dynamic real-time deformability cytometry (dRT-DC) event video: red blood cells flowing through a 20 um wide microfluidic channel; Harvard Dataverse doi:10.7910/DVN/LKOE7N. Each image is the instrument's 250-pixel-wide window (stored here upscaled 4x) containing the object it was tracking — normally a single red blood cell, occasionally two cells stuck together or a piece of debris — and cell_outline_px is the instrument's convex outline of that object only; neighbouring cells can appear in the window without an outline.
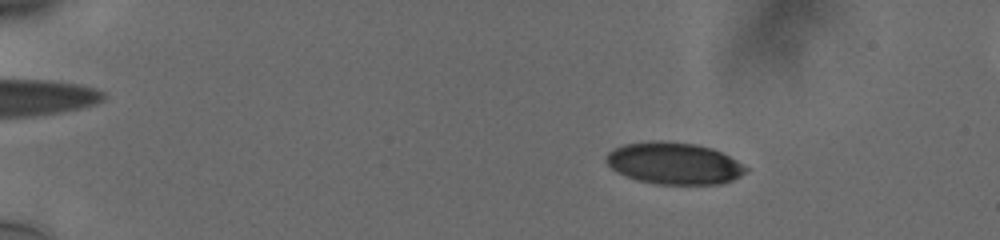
{"species": "human", "species_latin": "Homo sapiens", "temperature_condition": "cold", "stored_images_in_passage": 57, "camera_frame_rate_fps": 3000, "um_per_image_px": 0.085, "donor": {"sex": "male"}, "frame": {"image": 1, "passage_image": 10, "time_ms": 3.0, "image_size_px": [1000, 240], "cell_outline_px": [[748, 168], [740, 176], [732, 180], [720, 184], [656, 184], [636, 180], [616, 172], [604, 160], [604, 156], [612, 148], [624, 144], [648, 140], [664, 140], [696, 144], [712, 148], [736, 160]], "centroid_in_image_um": [57.23, 13.87], "position_along_channel_um": 27.8, "area_um2": 34.33}}
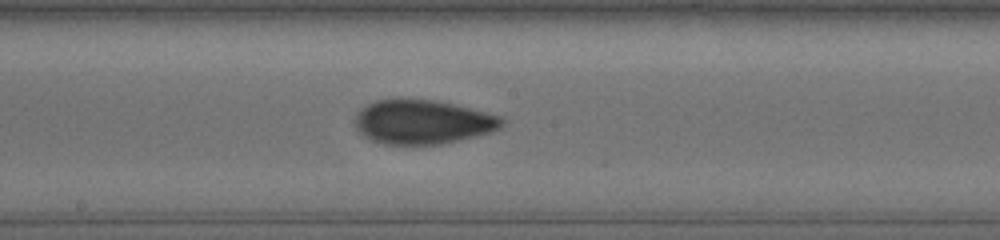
{"frame": {"image": 2, "passage_image": 33, "time_ms": 10.667, "image_size_px": [1000, 240], "cell_outline_px": [[504, 124], [500, 128], [492, 132], [460, 140], [440, 144], [384, 144], [372, 140], [364, 136], [356, 128], [356, 112], [360, 108], [376, 100], [396, 96], [400, 96], [432, 100], [452, 104], [500, 116], [504, 120]], "centroid_in_image_um": [35.88, 10.34], "position_along_channel_um": 212.3, "area_um2": 38.21}}
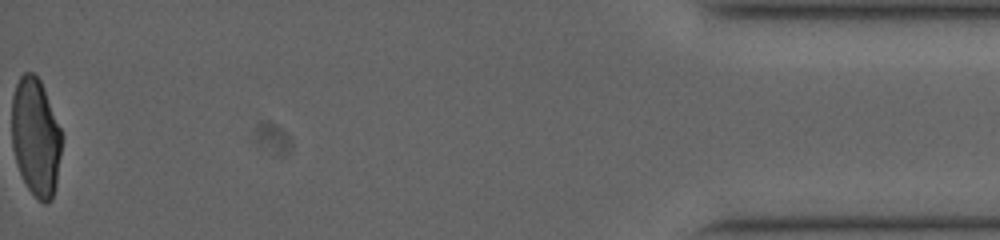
{"frame": {"image": 3, "passage_image": 57, "time_ms": 18.667, "image_size_px": [1000, 240], "cell_outline_px": [[60, 156], [56, 184], [52, 200], [48, 204], [44, 204], [28, 188], [16, 164], [12, 148], [12, 96], [16, 84], [20, 76], [24, 72], [32, 72], [40, 80], [60, 128]], "centroid_in_image_um": [3.01, 11.65], "position_along_channel_um": 432.2, "area_um2": 33.99}, "authors_computed_cell_mechanics": {"area_um2": 36.125, "velocity_mm_per_s": 3.7746, "shape_relaxation_time_tau1_ms": 9.3776, "shape_relaxation_time_tau2_ms": 1.2573, "deformation_change_tau1": 0.2206, "deformation_change_tau2": 0.0648}}